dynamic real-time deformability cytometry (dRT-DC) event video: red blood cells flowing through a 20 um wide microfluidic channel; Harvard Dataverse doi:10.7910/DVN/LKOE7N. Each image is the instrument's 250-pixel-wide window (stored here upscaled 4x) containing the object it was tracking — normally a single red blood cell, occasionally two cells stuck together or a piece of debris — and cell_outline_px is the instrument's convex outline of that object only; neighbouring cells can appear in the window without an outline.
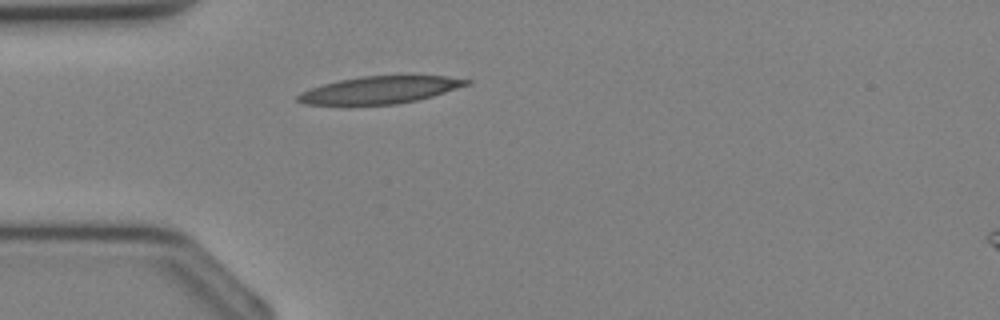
{"species": "Egyptian fruit bat (a non-hibernating species)", "species_latin": "Rousettus aegyptiacus", "temperature_condition": "cold", "stored_images_in_passage": 27, "camera_frame_rate_fps": 3000, "um_per_image_px": 0.085, "animal": {"sex": "female"}, "frame": {"image": 1, "passage_image": 2, "time_ms": 0.333, "image_size_px": [1000, 320], "cell_outline_px": [[472, 84], [432, 96], [416, 100], [396, 104], [304, 104], [296, 100], [296, 96], [312, 88], [324, 84], [340, 80], [364, 76], [444, 76], [472, 80]], "centroid_in_image_um": [32.35, 7.64], "position_along_channel_um": 52.6, "area_um2": 26.3}}
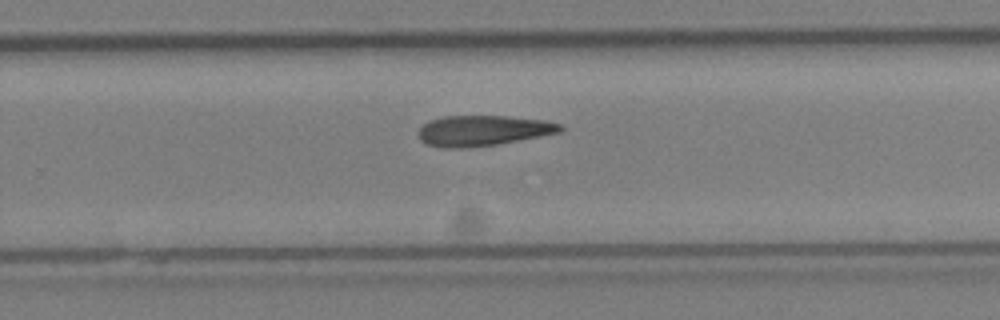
{"frame": {"image": 2, "passage_image": 15, "time_ms": 4.667, "image_size_px": [1000, 320], "cell_outline_px": [[564, 132], [496, 144], [464, 148], [444, 148], [424, 144], [416, 136], [416, 132], [428, 120], [444, 116], [504, 116], [544, 120], [560, 124], [564, 128]], "centroid_in_image_um": [41.01, 11.1], "position_along_channel_um": 288.8, "area_um2": 25.43}}
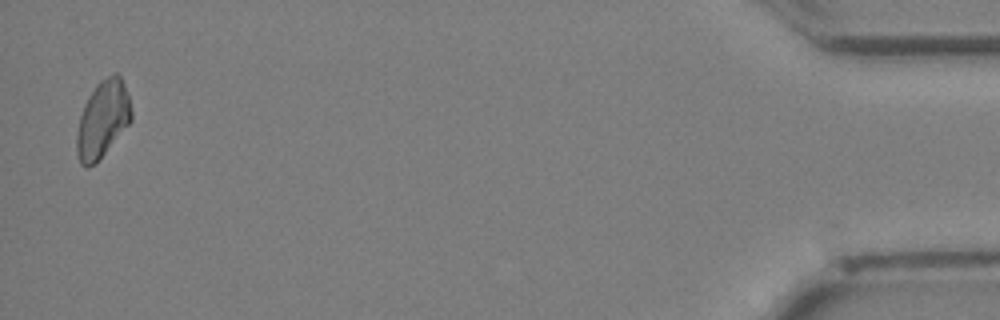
{"frame": {"image": 3, "passage_image": 27, "time_ms": 8.667, "image_size_px": [1000, 320], "cell_outline_px": [[132, 120], [104, 152], [88, 168], [80, 164], [76, 152], [76, 132], [80, 116], [84, 104], [88, 96], [96, 84], [100, 80], [112, 72], [116, 72], [120, 76], [124, 84], [128, 96], [132, 112]], "centroid_in_image_um": [8.7, 10.08], "position_along_channel_um": 426.5, "area_um2": 24.22}}